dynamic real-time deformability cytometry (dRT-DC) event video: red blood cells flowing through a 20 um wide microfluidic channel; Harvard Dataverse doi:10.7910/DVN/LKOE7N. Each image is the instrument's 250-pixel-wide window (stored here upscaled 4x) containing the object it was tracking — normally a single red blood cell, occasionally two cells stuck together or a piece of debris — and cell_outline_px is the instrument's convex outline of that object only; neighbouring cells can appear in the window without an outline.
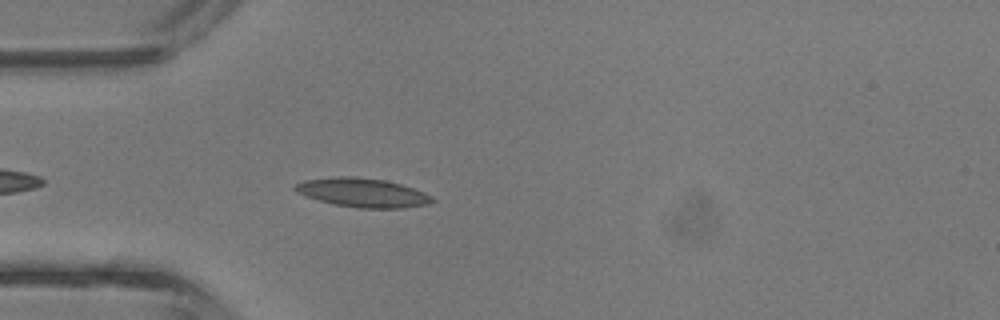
{"species": "common noctule bat (a hibernating species)", "species_latin": "Nyctalus noctula", "temperature_condition": "room temperature", "stored_images_in_passage": 33, "camera_frame_rate_fps": 3000, "um_per_image_px": 0.085, "animal": {"sex": "male", "body_mass_g": 13.3}, "frame": {"image": 1, "passage_image": 3, "time_ms": 0.667, "image_size_px": [1000, 320], "cell_outline_px": [[436, 200], [428, 204], [404, 208], [360, 208], [332, 204], [296, 192], [292, 188], [296, 184], [304, 180], [336, 176], [356, 176], [384, 180], [400, 184], [424, 192], [432, 196]], "centroid_in_image_um": [30.83, 16.37], "position_along_channel_um": 54.2, "area_um2": 23.12}}
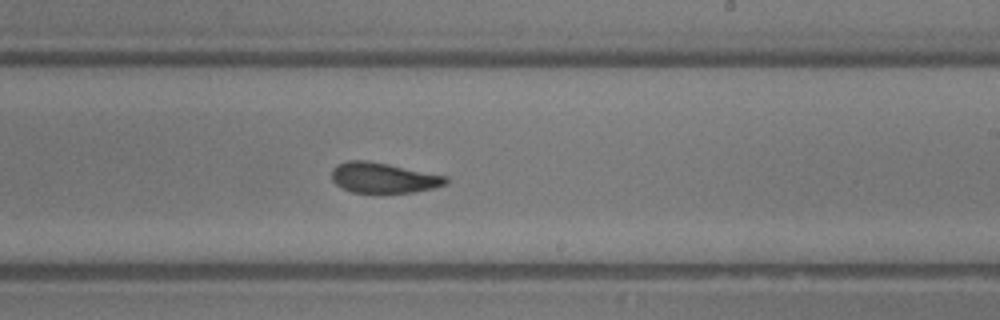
{"frame": {"image": 2, "passage_image": 16, "time_ms": 5.0, "image_size_px": [1000, 320], "cell_outline_px": [[448, 184], [416, 192], [384, 196], [352, 192], [336, 184], [332, 180], [332, 168], [336, 164], [348, 160], [368, 160], [448, 176]], "centroid_in_image_um": [32.6, 15.16], "position_along_channel_um": 256.4, "area_um2": 21.1}}
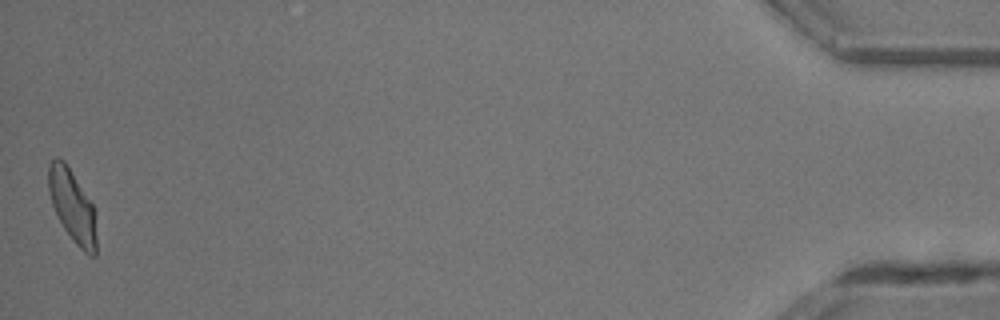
{"frame": {"image": 3, "passage_image": 33, "time_ms": 10.667, "image_size_px": [1000, 320], "cell_outline_px": [[96, 256], [92, 256], [84, 252], [72, 240], [64, 228], [52, 204], [48, 188], [48, 164], [56, 156], [64, 160], [92, 204], [96, 212]], "centroid_in_image_um": [6.16, 17.51], "position_along_channel_um": 429.0, "area_um2": 20.11}, "authors_computed_cell_mechanics": {"area_um2": 20.4034, "velocity_mm_per_s": 4.8134, "shape_relaxation_time_tau1_ms": 5.952, "shape_relaxation_time_tau2_ms": 1.0599, "deformation_change_tau1": 0.2012, "deformation_change_tau2": 0.0703}}